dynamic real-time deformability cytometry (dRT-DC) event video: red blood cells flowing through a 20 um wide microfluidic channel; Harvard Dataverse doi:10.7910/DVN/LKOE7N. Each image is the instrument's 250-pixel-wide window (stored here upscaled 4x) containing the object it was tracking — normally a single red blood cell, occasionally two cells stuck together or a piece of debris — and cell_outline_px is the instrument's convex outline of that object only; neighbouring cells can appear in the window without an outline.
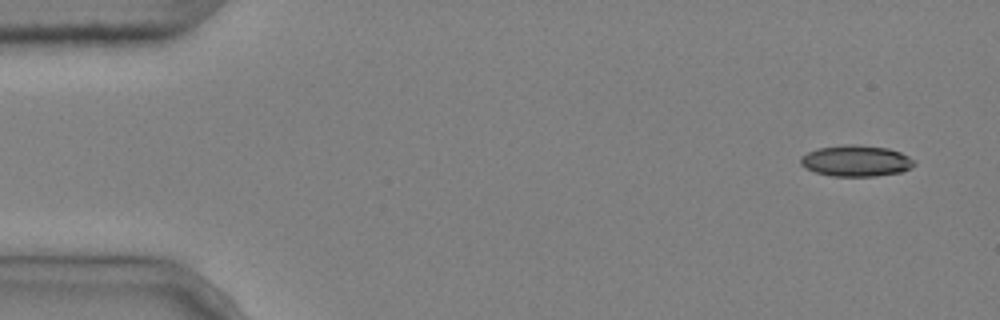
{"species": "common noctule bat (a hibernating species)", "species_latin": "Nyctalus noctula", "temperature_condition": "cold", "stored_images_in_passage": 4, "camera_frame_rate_fps": 3000, "um_per_image_px": 0.085, "animal": {"sex": "male", "body_mass_g": 20.4}, "frame": {"image": 1, "passage_image": 1, "time_ms": 0.0, "image_size_px": [1000, 320], "cell_outline_px": [[916, 164], [900, 172], [876, 176], [832, 176], [816, 172], [804, 168], [800, 164], [800, 156], [816, 148], [844, 144], [856, 144], [888, 148], [900, 152], [916, 160]], "centroid_in_image_um": [72.74, 13.66], "position_along_channel_um": 12.3, "area_um2": 20.81}}
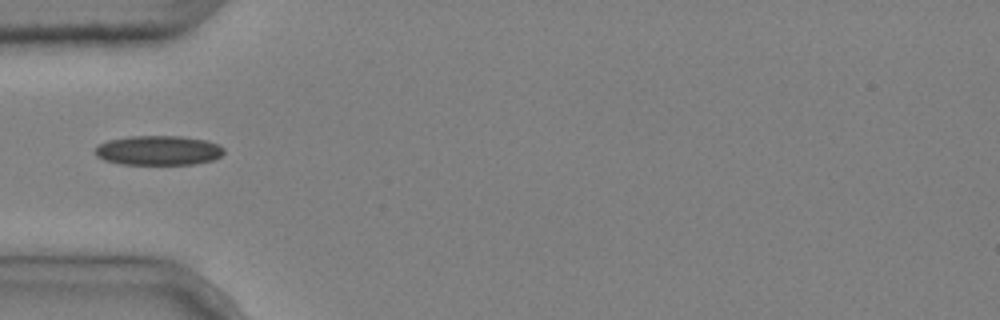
{"frame": {"image": 2, "passage_image": 4, "time_ms": 1.0, "image_size_px": [1000, 320], "cell_outline_px": [[224, 152], [220, 156], [212, 160], [192, 164], [120, 164], [104, 160], [96, 156], [92, 152], [100, 144], [108, 140], [132, 136], [180, 136], [204, 140], [216, 144], [224, 148]], "centroid_in_image_um": [13.42, 12.79], "position_along_channel_um": 71.6, "area_um2": 22.08}}